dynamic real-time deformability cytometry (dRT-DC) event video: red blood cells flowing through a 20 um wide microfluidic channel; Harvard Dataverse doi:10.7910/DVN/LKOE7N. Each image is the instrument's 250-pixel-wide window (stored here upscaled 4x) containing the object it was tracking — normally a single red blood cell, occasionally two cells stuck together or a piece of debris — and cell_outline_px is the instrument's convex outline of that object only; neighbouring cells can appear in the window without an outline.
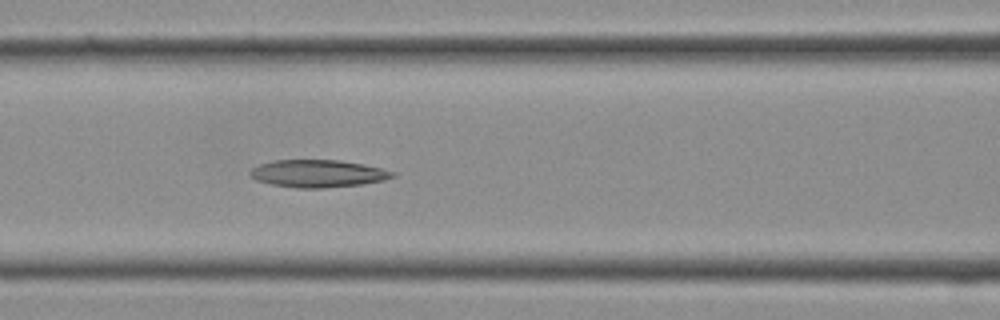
{"species": "Egyptian fruit bat (a non-hibernating species)", "species_latin": "Rousettus aegyptiacus", "temperature_condition": "cold", "stored_images_in_passage": 11, "camera_frame_rate_fps": 3000, "um_per_image_px": 0.085, "frame": {"image": 1, "passage_image": 11, "time_ms": 3.333, "image_size_px": [1000, 320], "cell_outline_px": [[396, 176], [384, 180], [360, 184], [320, 188], [296, 188], [272, 184], [256, 180], [248, 172], [252, 168], [260, 164], [276, 160], [340, 160], [380, 168], [396, 172]], "centroid_in_image_um": [27.01, 14.75], "position_along_channel_um": 139.6, "area_um2": 22.54}}